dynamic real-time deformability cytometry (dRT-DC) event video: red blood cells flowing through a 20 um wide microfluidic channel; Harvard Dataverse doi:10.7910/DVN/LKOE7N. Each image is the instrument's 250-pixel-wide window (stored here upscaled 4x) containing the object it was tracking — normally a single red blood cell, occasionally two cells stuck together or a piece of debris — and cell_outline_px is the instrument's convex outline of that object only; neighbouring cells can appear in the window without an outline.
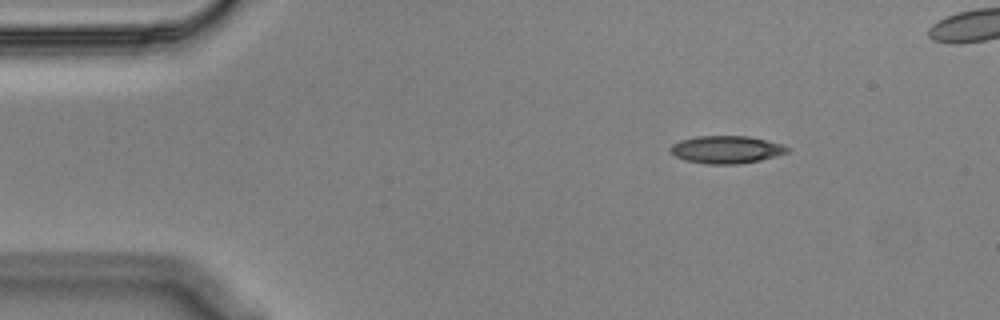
{"species": "Egyptian fruit bat (a non-hibernating species)", "species_latin": "Rousettus aegyptiacus", "temperature_condition": "cold", "stored_images_in_passage": 46, "camera_frame_rate_fps": 3000, "um_per_image_px": 0.085, "animal": {"sex": "male"}, "frame": {"image": 1, "passage_image": 1, "time_ms": 0.0, "image_size_px": [1000, 320], "cell_outline_px": [[792, 148], [788, 152], [776, 156], [760, 160], [736, 164], [708, 164], [684, 160], [676, 156], [668, 148], [672, 144], [680, 140], [696, 136], [748, 136], [780, 144]], "centroid_in_image_um": [61.72, 12.71], "position_along_channel_um": 23.3, "area_um2": 18.73}}
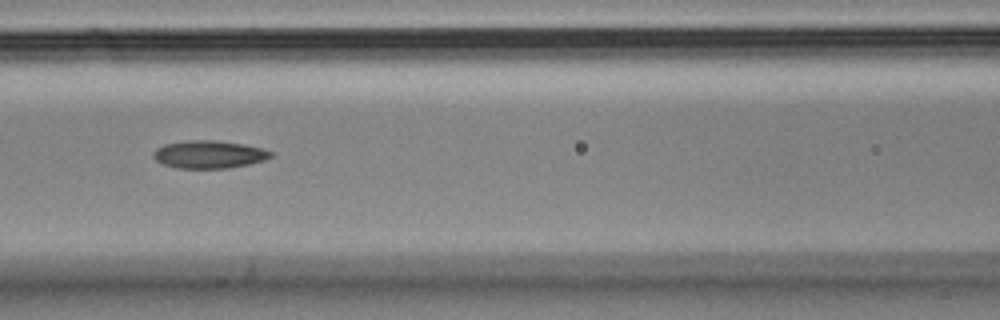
{"frame": {"image": 2, "passage_image": 17, "time_ms": 5.333, "image_size_px": [1000, 320], "cell_outline_px": [[272, 156], [264, 160], [248, 164], [228, 168], [176, 168], [164, 164], [156, 160], [152, 156], [152, 152], [156, 148], [164, 144], [188, 140], [216, 140], [244, 144], [260, 148], [272, 152]], "centroid_in_image_um": [17.73, 13.12], "position_along_channel_um": 148.9, "area_um2": 18.96}}
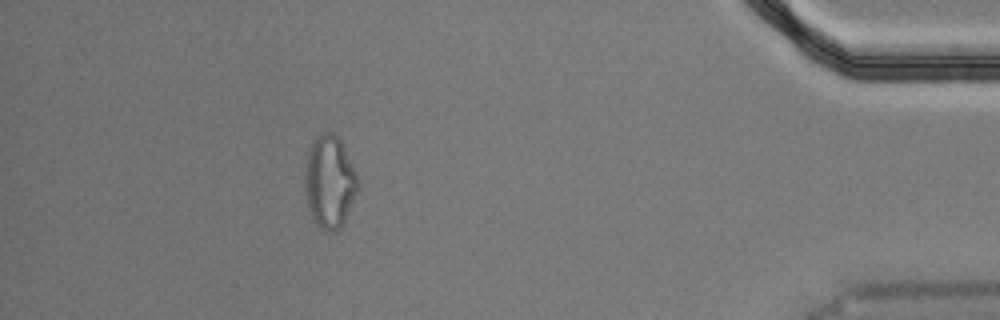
{"frame": {"image": 3, "passage_image": 43, "time_ms": 14.0, "image_size_px": [1000, 320], "cell_outline_px": [[360, 188], [340, 228], [332, 232], [328, 232], [320, 228], [316, 224], [308, 208], [304, 188], [304, 172], [308, 148], [312, 140], [320, 132], [332, 132], [340, 140], [360, 180]], "centroid_in_image_um": [28.0, 15.44], "position_along_channel_um": 407.2, "area_um2": 29.02}, "authors_computed_cell_mechanics": {"area_um2": 19.3341, "velocity_mm_per_s": 3.587, "shape_relaxation_time_tau1_ms": null, "shape_relaxation_time_tau2_ms": 4.0891, "deformation_change_tau1": null, "deformation_change_tau2": 0.1272}}